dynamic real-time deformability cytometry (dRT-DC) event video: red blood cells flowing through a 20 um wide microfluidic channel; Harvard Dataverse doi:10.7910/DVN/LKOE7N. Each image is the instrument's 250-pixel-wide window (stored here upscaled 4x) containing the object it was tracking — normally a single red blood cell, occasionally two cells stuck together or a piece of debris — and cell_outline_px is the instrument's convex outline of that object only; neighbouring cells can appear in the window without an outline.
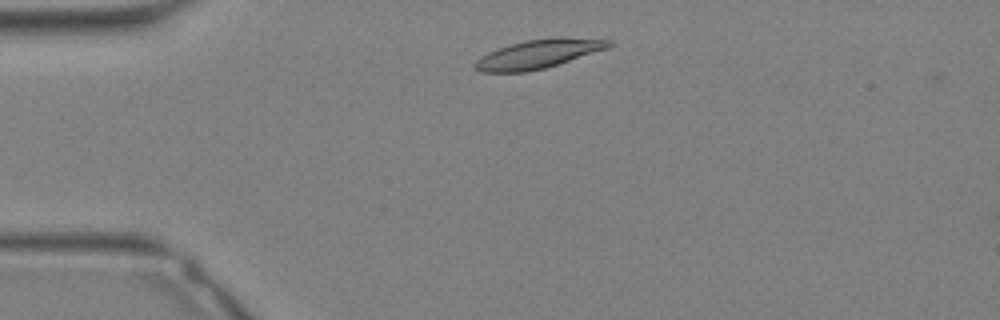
{"species": "Egyptian fruit bat (a non-hibernating species)", "species_latin": "Rousettus aegyptiacus", "temperature_condition": "warm", "stored_images_in_passage": 28, "camera_frame_rate_fps": 3000, "um_per_image_px": 0.085, "animal": {"sex": "female"}, "frame": {"image": 1, "passage_image": 3, "time_ms": 0.667, "image_size_px": [1000, 320], "cell_outline_px": [[616, 44], [608, 48], [544, 68], [528, 72], [480, 72], [472, 68], [472, 64], [480, 56], [488, 52], [524, 40], [556, 36], [564, 36], [612, 40]], "centroid_in_image_um": [45.76, 4.57], "position_along_channel_um": 39.2, "area_um2": 22.77}}
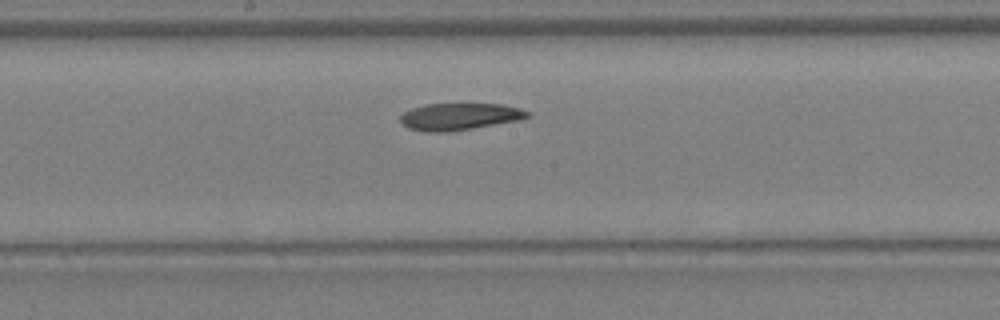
{"frame": {"image": 2, "passage_image": 13, "time_ms": 4.0, "image_size_px": [1000, 320], "cell_outline_px": [[532, 116], [516, 120], [472, 128], [448, 132], [424, 132], [408, 128], [400, 120], [400, 116], [404, 112], [412, 108], [424, 104], [504, 104], [520, 108], [528, 112]], "centroid_in_image_um": [39.03, 9.9], "position_along_channel_um": 209.2, "area_um2": 19.83}}
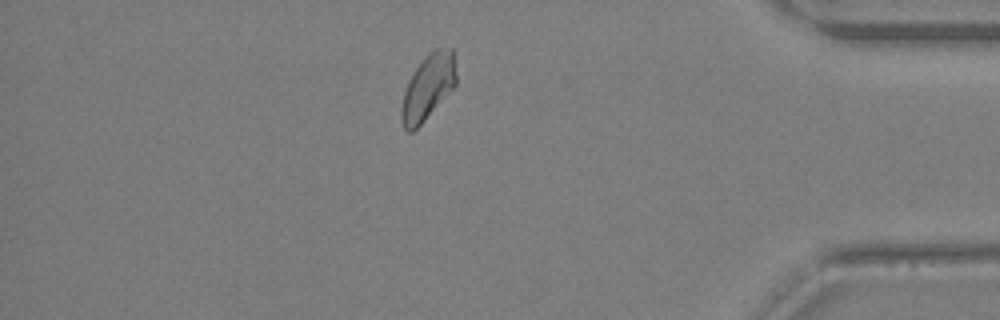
{"frame": {"image": 3, "passage_image": 24, "time_ms": 7.667, "image_size_px": [1000, 320], "cell_outline_px": [[456, 84], [424, 120], [412, 132], [408, 132], [404, 128], [400, 116], [400, 112], [404, 92], [408, 80], [416, 68], [428, 52], [432, 48], [452, 48], [456, 76]], "centroid_in_image_um": [36.36, 7.38], "position_along_channel_um": 398.8, "area_um2": 20.52}}